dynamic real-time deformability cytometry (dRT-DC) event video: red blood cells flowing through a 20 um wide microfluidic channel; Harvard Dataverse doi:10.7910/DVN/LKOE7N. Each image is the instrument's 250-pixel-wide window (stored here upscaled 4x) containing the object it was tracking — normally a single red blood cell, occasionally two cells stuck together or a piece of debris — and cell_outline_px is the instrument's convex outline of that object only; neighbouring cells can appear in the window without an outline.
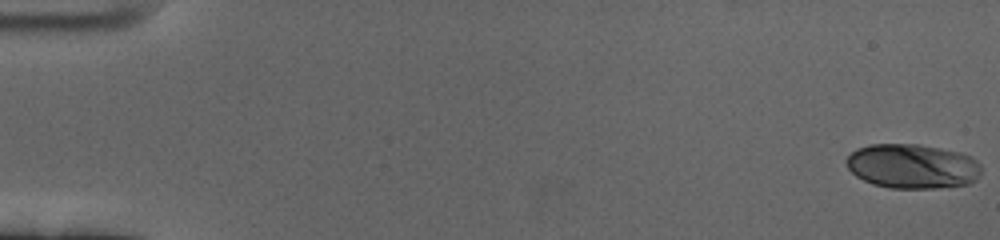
{"species": "human", "species_latin": "Homo sapiens", "temperature_condition": "cold", "stored_images_in_passage": 60, "camera_frame_rate_fps": 3000, "um_per_image_px": 0.085, "donor": {"sex": "female"}, "frame": {"image": 1, "passage_image": 1, "time_ms": 0.0, "image_size_px": [1000, 240], "cell_outline_px": [[980, 176], [976, 180], [968, 184], [936, 188], [888, 188], [872, 184], [856, 176], [848, 168], [844, 160], [856, 148], [868, 144], [920, 144], [960, 152], [972, 156], [980, 164]], "centroid_in_image_um": [77.55, 14.12], "position_along_channel_um": 7.5, "area_um2": 35.37}}
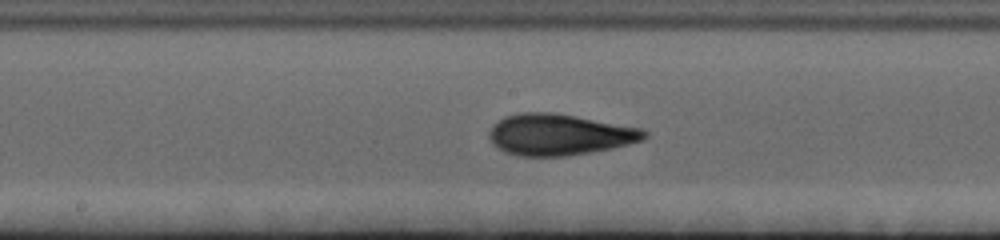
{"frame": {"image": 2, "passage_image": 32, "time_ms": 10.333, "image_size_px": [1000, 240], "cell_outline_px": [[648, 136], [644, 140], [612, 148], [564, 156], [516, 156], [504, 152], [492, 144], [488, 136], [488, 132], [492, 124], [504, 116], [520, 112], [556, 112], [644, 128], [648, 132]], "centroid_in_image_um": [47.53, 11.42], "position_along_channel_um": 200.7, "area_um2": 37.86}}
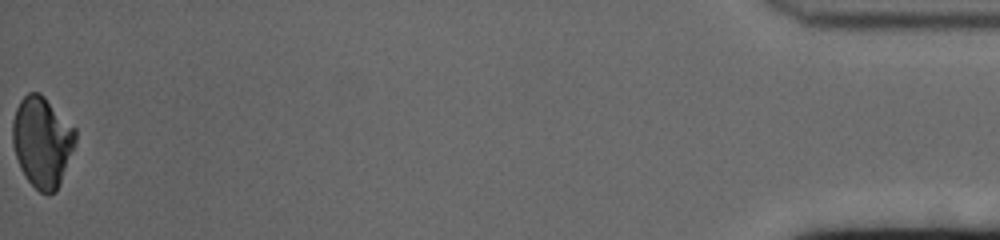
{"frame": {"image": 3, "passage_image": 60, "time_ms": 19.667, "image_size_px": [1000, 240], "cell_outline_px": [[76, 140], [60, 184], [56, 192], [48, 196], [40, 192], [24, 176], [20, 168], [12, 144], [12, 120], [16, 108], [20, 100], [28, 92], [40, 92], [76, 128]], "centroid_in_image_um": [3.57, 12.05], "position_along_channel_um": 431.6, "area_um2": 33.41}, "authors_computed_cell_mechanics": {"area_um2": 35.3447, "velocity_mm_per_s": 3.4463, "shape_relaxation_time_tau1_ms": 4.7902, "shape_relaxation_time_tau2_ms": 1.4212, "deformation_change_tau1": 0.1575, "deformation_change_tau2": 0.0587}}